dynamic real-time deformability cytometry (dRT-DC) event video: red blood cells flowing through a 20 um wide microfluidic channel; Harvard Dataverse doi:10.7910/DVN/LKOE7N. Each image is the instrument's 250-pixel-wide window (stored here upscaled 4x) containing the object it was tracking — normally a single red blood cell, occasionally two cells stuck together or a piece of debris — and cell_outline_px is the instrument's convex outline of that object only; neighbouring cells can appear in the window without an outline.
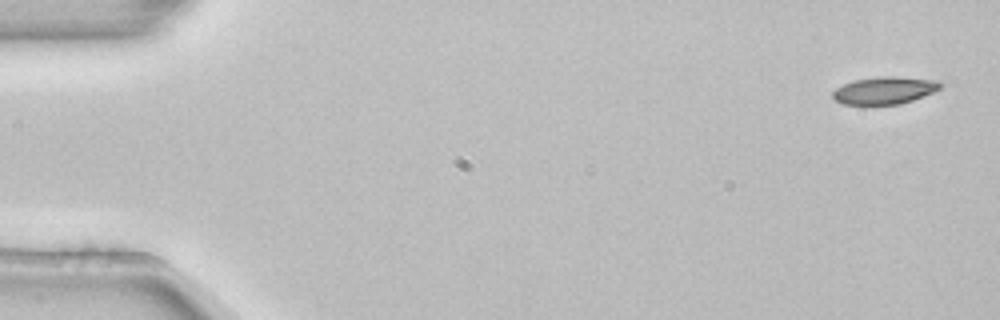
{"species": "common noctule bat (a hibernating species)", "species_latin": "Nyctalus noctula", "temperature_condition": "room temperature", "stored_images_in_passage": 4, "camera_frame_rate_fps": 3000, "um_per_image_px": 0.085, "animal": {"sex": "female", "body_mass_g": 22.7, "forearm_length_mm": 54.2}, "frame": {"image": 1, "passage_image": 1, "time_ms": 0.0, "image_size_px": [1000, 320], "cell_outline_px": [[944, 84], [940, 88], [932, 92], [912, 100], [900, 104], [864, 108], [844, 104], [836, 100], [832, 96], [832, 92], [836, 88], [844, 84], [856, 80], [884, 76], [896, 76], [940, 80]], "centroid_in_image_um": [75.17, 7.73], "position_along_channel_um": 9.8, "area_um2": 17.8}}
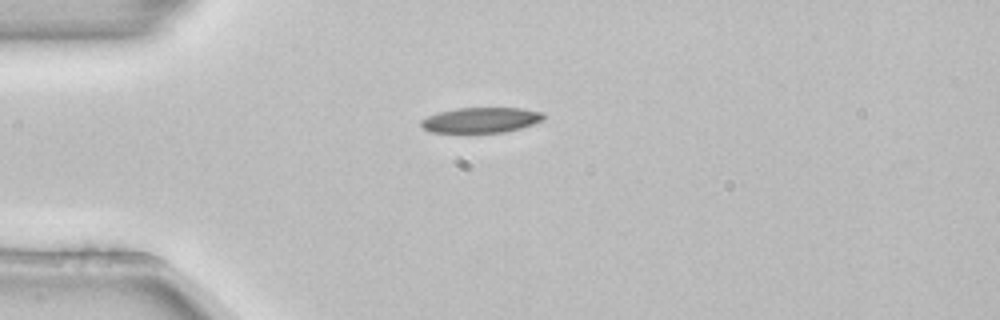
{"frame": {"image": 2, "passage_image": 3, "time_ms": 0.667, "image_size_px": [1000, 320], "cell_outline_px": [[544, 116], [540, 120], [532, 124], [520, 128], [504, 132], [468, 136], [428, 132], [420, 124], [420, 120], [428, 116], [440, 112], [456, 108], [520, 108], [544, 112]], "centroid_in_image_um": [40.79, 10.26], "position_along_channel_um": 44.2, "area_um2": 18.96}}